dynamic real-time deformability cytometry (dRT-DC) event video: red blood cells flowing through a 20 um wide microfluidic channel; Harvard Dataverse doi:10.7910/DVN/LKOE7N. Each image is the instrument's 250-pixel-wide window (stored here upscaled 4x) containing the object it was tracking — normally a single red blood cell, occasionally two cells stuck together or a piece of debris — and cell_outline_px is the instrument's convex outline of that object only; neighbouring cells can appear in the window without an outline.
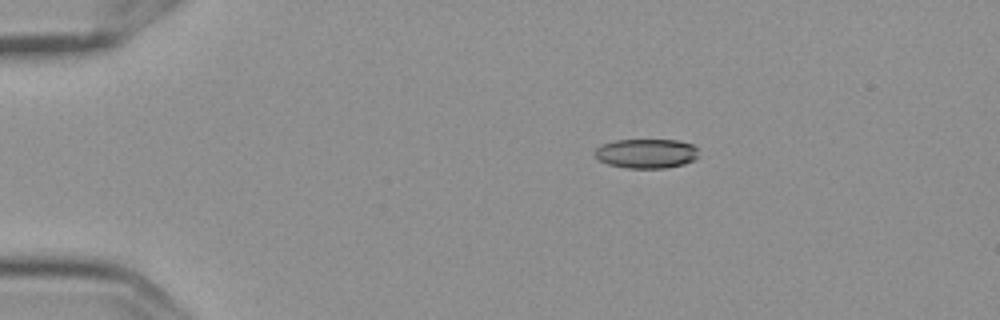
{"species": "Egyptian fruit bat (a non-hibernating species)", "species_latin": "Rousettus aegyptiacus", "temperature_condition": "cold", "stored_images_in_passage": 4, "camera_frame_rate_fps": 3000, "um_per_image_px": 0.085, "frame": {"image": 1, "passage_image": 1, "time_ms": 0.0, "image_size_px": [1000, 320], "cell_outline_px": [[696, 156], [692, 160], [684, 164], [664, 168], [628, 168], [608, 164], [600, 160], [592, 152], [600, 144], [616, 140], [676, 140], [692, 144], [696, 148]], "centroid_in_image_um": [54.88, 13.04], "position_along_channel_um": 30.1, "area_um2": 17.69}}